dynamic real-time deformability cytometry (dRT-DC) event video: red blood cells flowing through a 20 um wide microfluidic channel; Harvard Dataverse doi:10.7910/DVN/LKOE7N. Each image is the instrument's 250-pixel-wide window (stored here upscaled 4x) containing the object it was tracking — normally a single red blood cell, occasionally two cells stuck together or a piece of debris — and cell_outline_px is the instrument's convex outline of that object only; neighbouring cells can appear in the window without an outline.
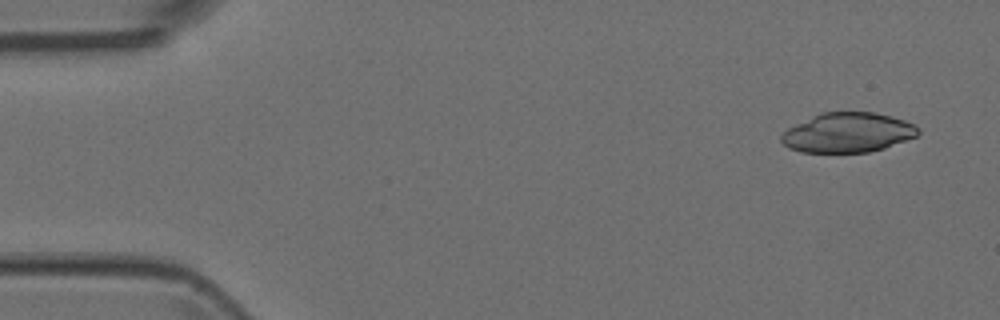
{"species": "Egyptian fruit bat (a non-hibernating species)", "species_latin": "Rousettus aegyptiacus", "temperature_condition": "room temperature", "stored_images_in_passage": 5, "camera_frame_rate_fps": 3000, "um_per_image_px": 0.085, "animal": {"sex": "female"}, "frame": {"image": 1, "passage_image": 1, "time_ms": 0.0, "image_size_px": [1000, 320], "cell_outline_px": [[920, 132], [916, 136], [884, 148], [868, 152], [800, 152], [788, 148], [780, 140], [780, 136], [788, 128], [820, 112], [876, 112], [892, 116], [904, 120], [920, 128]], "centroid_in_image_um": [72.05, 11.27], "position_along_channel_um": 12.9, "area_um2": 31.62}}